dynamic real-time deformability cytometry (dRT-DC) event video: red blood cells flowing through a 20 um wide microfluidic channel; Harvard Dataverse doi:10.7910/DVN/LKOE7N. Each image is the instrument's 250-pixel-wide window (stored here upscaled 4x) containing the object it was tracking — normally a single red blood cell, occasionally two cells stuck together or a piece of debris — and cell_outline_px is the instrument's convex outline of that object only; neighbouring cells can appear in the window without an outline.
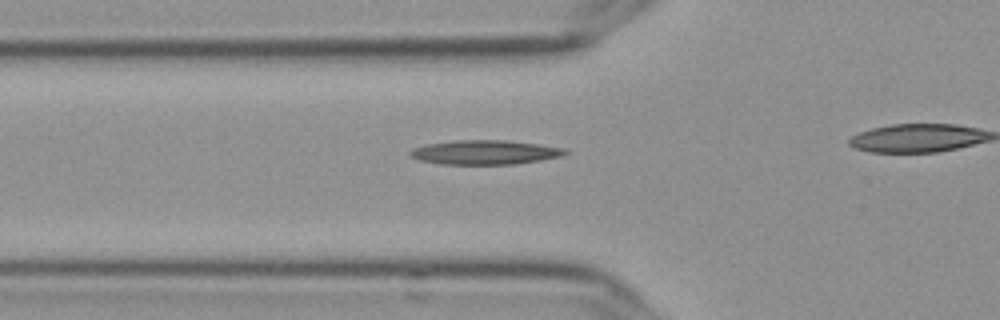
{"species": "Egyptian fruit bat (a non-hibernating species)", "species_latin": "Rousettus aegyptiacus", "temperature_condition": "cold", "stored_images_in_passage": 28, "camera_frame_rate_fps": 3000, "um_per_image_px": 0.085, "frame": {"image": 1, "passage_image": 2, "time_ms": 0.333, "image_size_px": [1000, 320], "cell_outline_px": [[568, 152], [560, 156], [540, 160], [516, 164], [440, 164], [420, 160], [408, 156], [408, 152], [412, 148], [424, 144], [456, 140], [504, 140], [536, 144], [564, 148]], "centroid_in_image_um": [41.13, 12.94], "position_along_channel_um": 84.7, "area_um2": 21.91}}
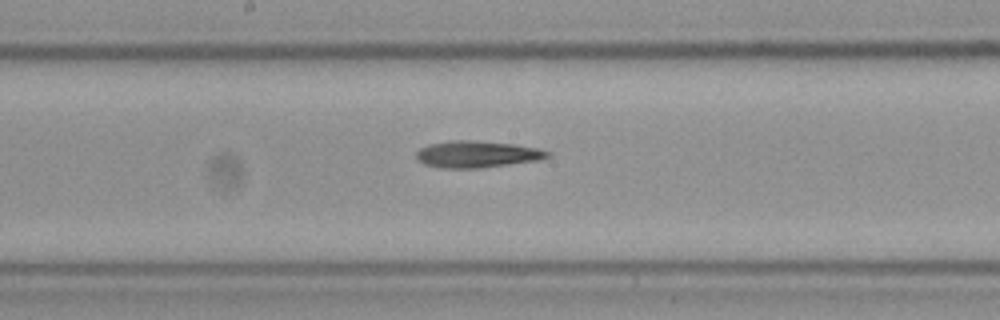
{"frame": {"image": 2, "passage_image": 12, "time_ms": 3.667, "image_size_px": [1000, 320], "cell_outline_px": [[552, 156], [536, 160], [480, 168], [440, 168], [424, 164], [416, 160], [416, 152], [420, 148], [428, 144], [452, 140], [468, 140], [516, 144], [536, 148], [552, 152]], "centroid_in_image_um": [40.51, 13.11], "position_along_channel_um": 207.7, "area_um2": 20.46}}
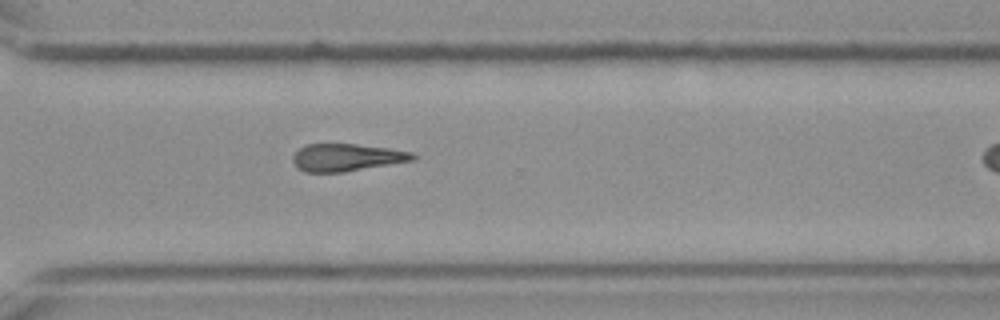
{"frame": {"image": 3, "passage_image": 23, "time_ms": 7.333, "image_size_px": [1000, 320], "cell_outline_px": [[416, 160], [344, 172], [304, 172], [296, 168], [292, 160], [292, 156], [304, 144], [356, 144], [388, 148], [412, 152], [416, 156]], "centroid_in_image_um": [29.45, 13.39], "position_along_channel_um": 341.2, "area_um2": 19.31}}